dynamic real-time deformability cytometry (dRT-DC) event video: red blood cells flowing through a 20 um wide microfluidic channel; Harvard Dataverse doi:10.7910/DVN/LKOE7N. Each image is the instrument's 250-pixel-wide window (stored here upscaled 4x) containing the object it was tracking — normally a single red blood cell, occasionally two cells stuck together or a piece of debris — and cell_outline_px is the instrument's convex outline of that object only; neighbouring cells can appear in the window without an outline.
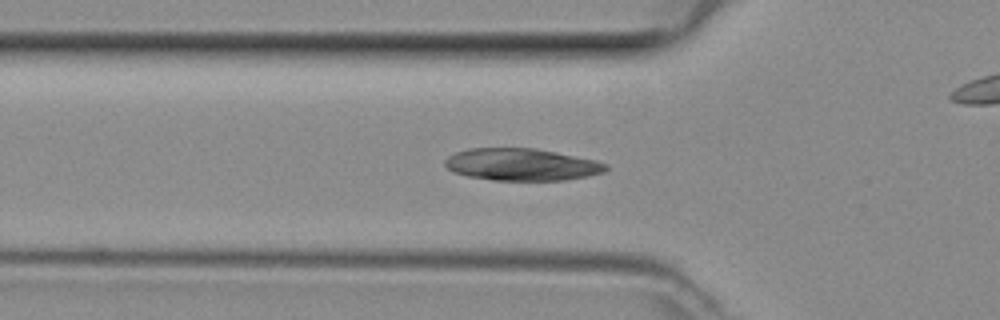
{"species": "common noctule bat (a hibernating species)", "species_latin": "Nyctalus noctula", "temperature_condition": "room temperature", "stored_images_in_passage": 40, "camera_frame_rate_fps": 3000, "um_per_image_px": 0.085, "animal": {"sex": "female", "body_mass_g": 29.2, "forearm_length_mm": 56.3}, "frame": {"image": 1, "passage_image": 7, "time_ms": 2.0, "image_size_px": [1000, 320], "cell_outline_px": [[608, 168], [604, 172], [588, 176], [564, 180], [492, 180], [468, 176], [452, 172], [444, 164], [444, 160], [448, 156], [456, 152], [468, 148], [536, 148], [596, 160], [608, 164]], "centroid_in_image_um": [44.33, 13.98], "position_along_channel_um": 81.5, "area_um2": 30.23}}
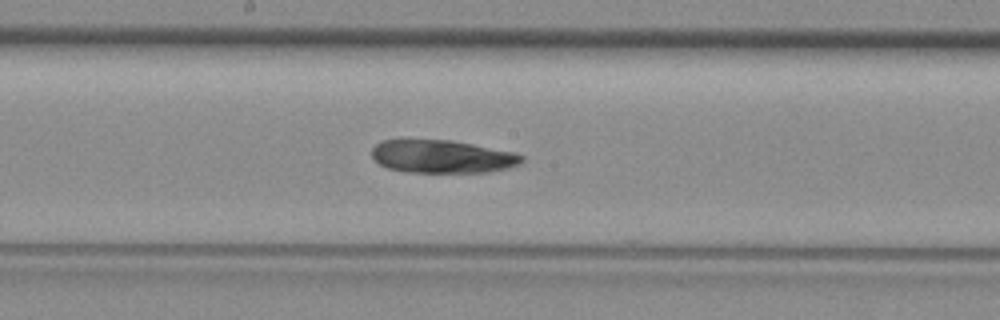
{"frame": {"image": 2, "passage_image": 16, "time_ms": 5.0, "image_size_px": [1000, 320], "cell_outline_px": [[524, 160], [520, 164], [508, 168], [488, 172], [408, 172], [388, 168], [380, 164], [372, 156], [372, 148], [380, 140], [404, 136], [452, 140], [516, 152], [524, 156]], "centroid_in_image_um": [37.54, 13.25], "position_along_channel_um": 210.7, "area_um2": 29.94}}
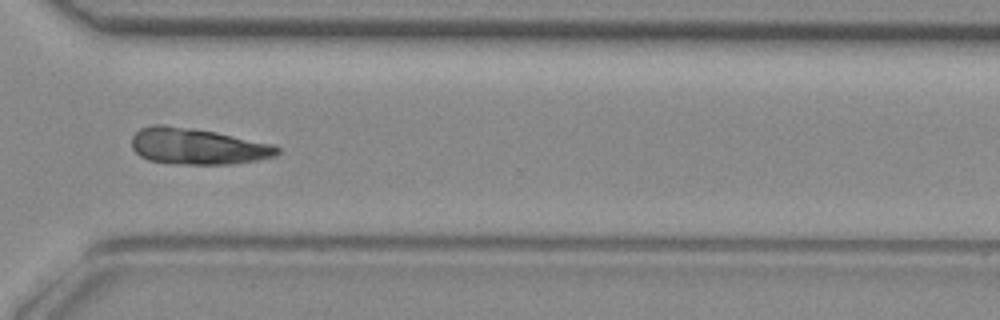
{"frame": {"image": 3, "passage_image": 26, "time_ms": 8.333, "image_size_px": [1000, 320], "cell_outline_px": [[280, 152], [276, 156], [256, 160], [232, 164], [184, 164], [148, 160], [140, 156], [132, 148], [132, 136], [140, 128], [152, 124], [164, 124], [216, 132], [276, 144], [280, 148]], "centroid_in_image_um": [16.81, 12.43], "position_along_channel_um": 353.8, "area_um2": 30.87}}